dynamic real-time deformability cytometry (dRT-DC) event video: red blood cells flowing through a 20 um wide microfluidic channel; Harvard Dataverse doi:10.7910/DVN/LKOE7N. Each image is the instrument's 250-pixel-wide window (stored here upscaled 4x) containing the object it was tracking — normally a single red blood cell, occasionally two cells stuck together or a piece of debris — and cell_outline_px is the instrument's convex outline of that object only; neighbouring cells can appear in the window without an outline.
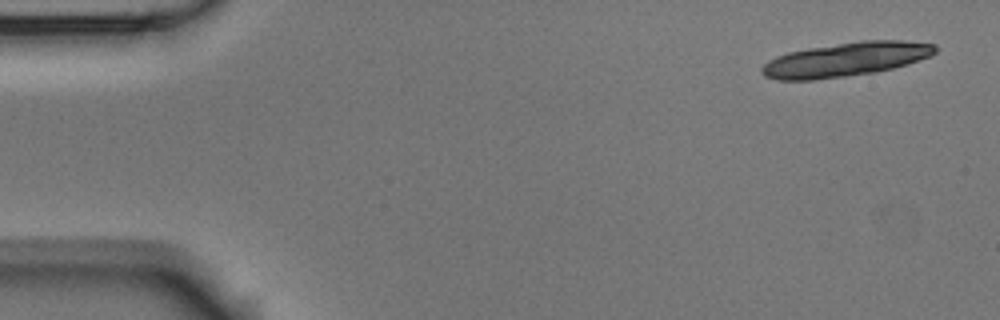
{"species": "Egyptian fruit bat (a non-hibernating species)", "species_latin": "Rousettus aegyptiacus", "temperature_condition": "room temperature", "stored_images_in_passage": 6, "camera_frame_rate_fps": 3000, "um_per_image_px": 0.085, "animal": {"sex": "male"}, "frame": {"image": 1, "passage_image": 1, "time_ms": 0.0, "image_size_px": [1000, 320], "cell_outline_px": [[936, 52], [932, 56], [908, 64], [876, 72], [812, 80], [776, 80], [764, 76], [760, 72], [760, 68], [768, 60], [776, 56], [788, 52], [808, 48], [860, 40], [904, 40], [936, 44]], "centroid_in_image_um": [71.88, 5.05], "position_along_channel_um": 13.1, "area_um2": 34.62}}
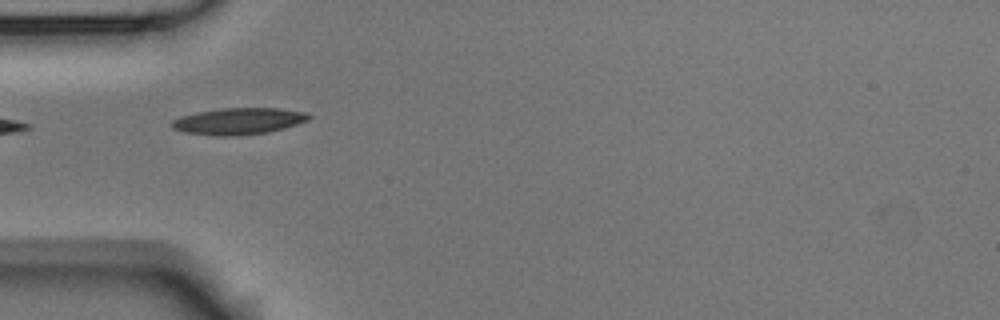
{"frame": {"image": 2, "passage_image": 5, "time_ms": 5.0, "image_size_px": [1000, 320], "cell_outline_px": [[312, 116], [308, 120], [296, 124], [268, 132], [236, 136], [220, 136], [188, 132], [172, 128], [168, 124], [172, 120], [180, 116], [196, 112], [220, 108], [280, 108], [308, 112]], "centroid_in_image_um": [20.27, 10.28], "position_along_channel_um": 64.7, "area_um2": 21.27}}
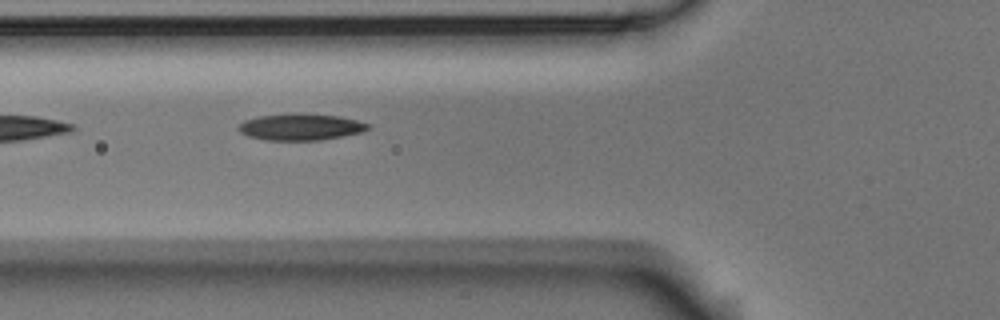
{"frame": {"image": 3, "passage_image": 6, "time_ms": 6.0, "image_size_px": [1000, 320], "cell_outline_px": [[372, 128], [364, 132], [320, 140], [268, 140], [248, 136], [240, 132], [236, 128], [244, 120], [260, 116], [340, 116], [372, 124]], "centroid_in_image_um": [25.61, 10.84], "position_along_channel_um": 100.2, "area_um2": 19.19}}